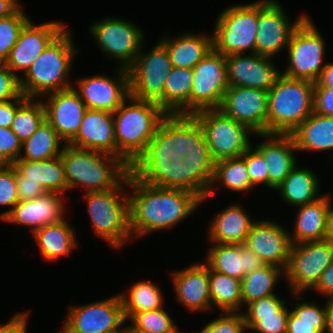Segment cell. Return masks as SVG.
I'll use <instances>...</instances> for the list:
<instances>
[{
  "label": "cell",
  "mask_w": 333,
  "mask_h": 333,
  "mask_svg": "<svg viewBox=\"0 0 333 333\" xmlns=\"http://www.w3.org/2000/svg\"><path fill=\"white\" fill-rule=\"evenodd\" d=\"M20 6L13 14L0 19V63H5L23 27L30 21Z\"/></svg>",
  "instance_id": "46"
},
{
  "label": "cell",
  "mask_w": 333,
  "mask_h": 333,
  "mask_svg": "<svg viewBox=\"0 0 333 333\" xmlns=\"http://www.w3.org/2000/svg\"><path fill=\"white\" fill-rule=\"evenodd\" d=\"M324 333H333V298L326 302V327Z\"/></svg>",
  "instance_id": "61"
},
{
  "label": "cell",
  "mask_w": 333,
  "mask_h": 333,
  "mask_svg": "<svg viewBox=\"0 0 333 333\" xmlns=\"http://www.w3.org/2000/svg\"><path fill=\"white\" fill-rule=\"evenodd\" d=\"M13 165L24 175V180L39 182L47 192L64 195L68 191L61 156L42 161L17 160Z\"/></svg>",
  "instance_id": "34"
},
{
  "label": "cell",
  "mask_w": 333,
  "mask_h": 333,
  "mask_svg": "<svg viewBox=\"0 0 333 333\" xmlns=\"http://www.w3.org/2000/svg\"><path fill=\"white\" fill-rule=\"evenodd\" d=\"M314 86L279 75L268 90L267 134H291L314 112Z\"/></svg>",
  "instance_id": "6"
},
{
  "label": "cell",
  "mask_w": 333,
  "mask_h": 333,
  "mask_svg": "<svg viewBox=\"0 0 333 333\" xmlns=\"http://www.w3.org/2000/svg\"><path fill=\"white\" fill-rule=\"evenodd\" d=\"M187 156H212L204 131L193 115L168 114L138 160L180 163Z\"/></svg>",
  "instance_id": "5"
},
{
  "label": "cell",
  "mask_w": 333,
  "mask_h": 333,
  "mask_svg": "<svg viewBox=\"0 0 333 333\" xmlns=\"http://www.w3.org/2000/svg\"><path fill=\"white\" fill-rule=\"evenodd\" d=\"M29 313H16L7 322L0 325V333H27L28 315Z\"/></svg>",
  "instance_id": "57"
},
{
  "label": "cell",
  "mask_w": 333,
  "mask_h": 333,
  "mask_svg": "<svg viewBox=\"0 0 333 333\" xmlns=\"http://www.w3.org/2000/svg\"><path fill=\"white\" fill-rule=\"evenodd\" d=\"M286 306V300H281L276 294L252 301L246 305L243 315L277 314Z\"/></svg>",
  "instance_id": "53"
},
{
  "label": "cell",
  "mask_w": 333,
  "mask_h": 333,
  "mask_svg": "<svg viewBox=\"0 0 333 333\" xmlns=\"http://www.w3.org/2000/svg\"><path fill=\"white\" fill-rule=\"evenodd\" d=\"M290 135L297 151H332L333 161V117L313 112Z\"/></svg>",
  "instance_id": "32"
},
{
  "label": "cell",
  "mask_w": 333,
  "mask_h": 333,
  "mask_svg": "<svg viewBox=\"0 0 333 333\" xmlns=\"http://www.w3.org/2000/svg\"><path fill=\"white\" fill-rule=\"evenodd\" d=\"M112 114L116 157L131 168L144 154L161 121L168 114L155 102L139 100L131 95Z\"/></svg>",
  "instance_id": "2"
},
{
  "label": "cell",
  "mask_w": 333,
  "mask_h": 333,
  "mask_svg": "<svg viewBox=\"0 0 333 333\" xmlns=\"http://www.w3.org/2000/svg\"><path fill=\"white\" fill-rule=\"evenodd\" d=\"M264 141L255 146L268 167V187L275 190L297 166V151L290 134H258ZM266 139V140H265Z\"/></svg>",
  "instance_id": "26"
},
{
  "label": "cell",
  "mask_w": 333,
  "mask_h": 333,
  "mask_svg": "<svg viewBox=\"0 0 333 333\" xmlns=\"http://www.w3.org/2000/svg\"><path fill=\"white\" fill-rule=\"evenodd\" d=\"M21 95L20 78L5 63H0V102L17 99Z\"/></svg>",
  "instance_id": "52"
},
{
  "label": "cell",
  "mask_w": 333,
  "mask_h": 333,
  "mask_svg": "<svg viewBox=\"0 0 333 333\" xmlns=\"http://www.w3.org/2000/svg\"><path fill=\"white\" fill-rule=\"evenodd\" d=\"M61 159L68 190L82 186L86 192L115 188L131 171L119 157L111 154L64 145Z\"/></svg>",
  "instance_id": "4"
},
{
  "label": "cell",
  "mask_w": 333,
  "mask_h": 333,
  "mask_svg": "<svg viewBox=\"0 0 333 333\" xmlns=\"http://www.w3.org/2000/svg\"><path fill=\"white\" fill-rule=\"evenodd\" d=\"M104 333H128V332H104Z\"/></svg>",
  "instance_id": "63"
},
{
  "label": "cell",
  "mask_w": 333,
  "mask_h": 333,
  "mask_svg": "<svg viewBox=\"0 0 333 333\" xmlns=\"http://www.w3.org/2000/svg\"><path fill=\"white\" fill-rule=\"evenodd\" d=\"M18 202L15 166L0 165V205L10 207L0 214V219L2 220Z\"/></svg>",
  "instance_id": "48"
},
{
  "label": "cell",
  "mask_w": 333,
  "mask_h": 333,
  "mask_svg": "<svg viewBox=\"0 0 333 333\" xmlns=\"http://www.w3.org/2000/svg\"><path fill=\"white\" fill-rule=\"evenodd\" d=\"M209 289L212 306L221 312L242 309L241 280L209 268Z\"/></svg>",
  "instance_id": "39"
},
{
  "label": "cell",
  "mask_w": 333,
  "mask_h": 333,
  "mask_svg": "<svg viewBox=\"0 0 333 333\" xmlns=\"http://www.w3.org/2000/svg\"><path fill=\"white\" fill-rule=\"evenodd\" d=\"M316 177L311 169L297 165L275 190L289 205L303 206L322 197L318 194L320 184Z\"/></svg>",
  "instance_id": "35"
},
{
  "label": "cell",
  "mask_w": 333,
  "mask_h": 333,
  "mask_svg": "<svg viewBox=\"0 0 333 333\" xmlns=\"http://www.w3.org/2000/svg\"><path fill=\"white\" fill-rule=\"evenodd\" d=\"M60 194L47 192L36 199L19 201L2 221L28 226L32 234L46 225L63 221L65 202Z\"/></svg>",
  "instance_id": "23"
},
{
  "label": "cell",
  "mask_w": 333,
  "mask_h": 333,
  "mask_svg": "<svg viewBox=\"0 0 333 333\" xmlns=\"http://www.w3.org/2000/svg\"><path fill=\"white\" fill-rule=\"evenodd\" d=\"M22 152V142L12 129L0 127V165L14 164Z\"/></svg>",
  "instance_id": "50"
},
{
  "label": "cell",
  "mask_w": 333,
  "mask_h": 333,
  "mask_svg": "<svg viewBox=\"0 0 333 333\" xmlns=\"http://www.w3.org/2000/svg\"><path fill=\"white\" fill-rule=\"evenodd\" d=\"M142 48L128 68L130 95L139 100L155 102L162 108L165 81L173 65L168 50L160 41L148 53H144Z\"/></svg>",
  "instance_id": "10"
},
{
  "label": "cell",
  "mask_w": 333,
  "mask_h": 333,
  "mask_svg": "<svg viewBox=\"0 0 333 333\" xmlns=\"http://www.w3.org/2000/svg\"><path fill=\"white\" fill-rule=\"evenodd\" d=\"M45 119L43 99L27 98L17 108L11 129L23 143L36 132Z\"/></svg>",
  "instance_id": "43"
},
{
  "label": "cell",
  "mask_w": 333,
  "mask_h": 333,
  "mask_svg": "<svg viewBox=\"0 0 333 333\" xmlns=\"http://www.w3.org/2000/svg\"><path fill=\"white\" fill-rule=\"evenodd\" d=\"M311 20L307 16L294 30L286 48L288 65L281 73L290 78L316 83L325 67L326 49L323 37Z\"/></svg>",
  "instance_id": "9"
},
{
  "label": "cell",
  "mask_w": 333,
  "mask_h": 333,
  "mask_svg": "<svg viewBox=\"0 0 333 333\" xmlns=\"http://www.w3.org/2000/svg\"><path fill=\"white\" fill-rule=\"evenodd\" d=\"M27 98L22 94L17 99L0 102V127L11 128L17 108Z\"/></svg>",
  "instance_id": "56"
},
{
  "label": "cell",
  "mask_w": 333,
  "mask_h": 333,
  "mask_svg": "<svg viewBox=\"0 0 333 333\" xmlns=\"http://www.w3.org/2000/svg\"><path fill=\"white\" fill-rule=\"evenodd\" d=\"M72 227L65 219L39 228L32 234L44 260L56 261L60 257L68 256L77 247Z\"/></svg>",
  "instance_id": "33"
},
{
  "label": "cell",
  "mask_w": 333,
  "mask_h": 333,
  "mask_svg": "<svg viewBox=\"0 0 333 333\" xmlns=\"http://www.w3.org/2000/svg\"><path fill=\"white\" fill-rule=\"evenodd\" d=\"M131 172L147 184L188 191V169L184 161L173 163L169 160H137L131 167Z\"/></svg>",
  "instance_id": "30"
},
{
  "label": "cell",
  "mask_w": 333,
  "mask_h": 333,
  "mask_svg": "<svg viewBox=\"0 0 333 333\" xmlns=\"http://www.w3.org/2000/svg\"><path fill=\"white\" fill-rule=\"evenodd\" d=\"M116 71L118 73L115 78L95 75L76 81L77 87L73 88L79 93L87 109L114 113L130 96L128 69L118 67Z\"/></svg>",
  "instance_id": "18"
},
{
  "label": "cell",
  "mask_w": 333,
  "mask_h": 333,
  "mask_svg": "<svg viewBox=\"0 0 333 333\" xmlns=\"http://www.w3.org/2000/svg\"><path fill=\"white\" fill-rule=\"evenodd\" d=\"M201 125L208 148L215 161L241 157L251 146L253 134L245 125L225 115L220 109H206L193 114Z\"/></svg>",
  "instance_id": "11"
},
{
  "label": "cell",
  "mask_w": 333,
  "mask_h": 333,
  "mask_svg": "<svg viewBox=\"0 0 333 333\" xmlns=\"http://www.w3.org/2000/svg\"><path fill=\"white\" fill-rule=\"evenodd\" d=\"M301 15L290 24L279 2L276 0L258 1L256 53L273 58L282 49L287 48L294 30L308 16Z\"/></svg>",
  "instance_id": "16"
},
{
  "label": "cell",
  "mask_w": 333,
  "mask_h": 333,
  "mask_svg": "<svg viewBox=\"0 0 333 333\" xmlns=\"http://www.w3.org/2000/svg\"><path fill=\"white\" fill-rule=\"evenodd\" d=\"M62 143L63 146H60ZM64 145L58 133L45 119L36 132L22 143L24 154L18 160L42 161L58 157Z\"/></svg>",
  "instance_id": "37"
},
{
  "label": "cell",
  "mask_w": 333,
  "mask_h": 333,
  "mask_svg": "<svg viewBox=\"0 0 333 333\" xmlns=\"http://www.w3.org/2000/svg\"><path fill=\"white\" fill-rule=\"evenodd\" d=\"M301 294L293 293L295 296L298 295L296 299H300L302 303H297L289 311L287 333H324L326 305L321 308L315 302H307Z\"/></svg>",
  "instance_id": "40"
},
{
  "label": "cell",
  "mask_w": 333,
  "mask_h": 333,
  "mask_svg": "<svg viewBox=\"0 0 333 333\" xmlns=\"http://www.w3.org/2000/svg\"><path fill=\"white\" fill-rule=\"evenodd\" d=\"M268 105V91L229 86L219 109L258 135L267 134Z\"/></svg>",
  "instance_id": "17"
},
{
  "label": "cell",
  "mask_w": 333,
  "mask_h": 333,
  "mask_svg": "<svg viewBox=\"0 0 333 333\" xmlns=\"http://www.w3.org/2000/svg\"><path fill=\"white\" fill-rule=\"evenodd\" d=\"M65 28V24L59 21H49L37 25L30 20L20 32L16 44L5 61V65L20 78L16 71L21 70L23 71L22 74H25L38 55Z\"/></svg>",
  "instance_id": "20"
},
{
  "label": "cell",
  "mask_w": 333,
  "mask_h": 333,
  "mask_svg": "<svg viewBox=\"0 0 333 333\" xmlns=\"http://www.w3.org/2000/svg\"><path fill=\"white\" fill-rule=\"evenodd\" d=\"M172 282L177 300L192 312L212 309L209 289V267L195 262L172 273Z\"/></svg>",
  "instance_id": "24"
},
{
  "label": "cell",
  "mask_w": 333,
  "mask_h": 333,
  "mask_svg": "<svg viewBox=\"0 0 333 333\" xmlns=\"http://www.w3.org/2000/svg\"><path fill=\"white\" fill-rule=\"evenodd\" d=\"M230 86H243L268 91L281 74L273 58L252 54L225 56Z\"/></svg>",
  "instance_id": "21"
},
{
  "label": "cell",
  "mask_w": 333,
  "mask_h": 333,
  "mask_svg": "<svg viewBox=\"0 0 333 333\" xmlns=\"http://www.w3.org/2000/svg\"><path fill=\"white\" fill-rule=\"evenodd\" d=\"M67 29L65 28L38 55L24 74L25 78L20 77L21 91L26 98L40 99L48 93L74 86L68 77L78 50L72 41V34Z\"/></svg>",
  "instance_id": "3"
},
{
  "label": "cell",
  "mask_w": 333,
  "mask_h": 333,
  "mask_svg": "<svg viewBox=\"0 0 333 333\" xmlns=\"http://www.w3.org/2000/svg\"><path fill=\"white\" fill-rule=\"evenodd\" d=\"M127 178L110 190L85 192L94 233L116 249L132 239Z\"/></svg>",
  "instance_id": "7"
},
{
  "label": "cell",
  "mask_w": 333,
  "mask_h": 333,
  "mask_svg": "<svg viewBox=\"0 0 333 333\" xmlns=\"http://www.w3.org/2000/svg\"><path fill=\"white\" fill-rule=\"evenodd\" d=\"M154 309L136 313L128 325V333H171L177 329L170 314L164 310Z\"/></svg>",
  "instance_id": "45"
},
{
  "label": "cell",
  "mask_w": 333,
  "mask_h": 333,
  "mask_svg": "<svg viewBox=\"0 0 333 333\" xmlns=\"http://www.w3.org/2000/svg\"><path fill=\"white\" fill-rule=\"evenodd\" d=\"M325 239L333 243V207L331 206L327 218V230Z\"/></svg>",
  "instance_id": "62"
},
{
  "label": "cell",
  "mask_w": 333,
  "mask_h": 333,
  "mask_svg": "<svg viewBox=\"0 0 333 333\" xmlns=\"http://www.w3.org/2000/svg\"><path fill=\"white\" fill-rule=\"evenodd\" d=\"M314 87L333 88V63H326Z\"/></svg>",
  "instance_id": "59"
},
{
  "label": "cell",
  "mask_w": 333,
  "mask_h": 333,
  "mask_svg": "<svg viewBox=\"0 0 333 333\" xmlns=\"http://www.w3.org/2000/svg\"><path fill=\"white\" fill-rule=\"evenodd\" d=\"M21 4L17 0H0V19L13 14Z\"/></svg>",
  "instance_id": "60"
},
{
  "label": "cell",
  "mask_w": 333,
  "mask_h": 333,
  "mask_svg": "<svg viewBox=\"0 0 333 333\" xmlns=\"http://www.w3.org/2000/svg\"><path fill=\"white\" fill-rule=\"evenodd\" d=\"M205 258L204 263L211 270L240 280L265 265L245 244L213 243Z\"/></svg>",
  "instance_id": "27"
},
{
  "label": "cell",
  "mask_w": 333,
  "mask_h": 333,
  "mask_svg": "<svg viewBox=\"0 0 333 333\" xmlns=\"http://www.w3.org/2000/svg\"><path fill=\"white\" fill-rule=\"evenodd\" d=\"M192 71L190 115L206 109H219L230 86L225 56L213 48Z\"/></svg>",
  "instance_id": "13"
},
{
  "label": "cell",
  "mask_w": 333,
  "mask_h": 333,
  "mask_svg": "<svg viewBox=\"0 0 333 333\" xmlns=\"http://www.w3.org/2000/svg\"><path fill=\"white\" fill-rule=\"evenodd\" d=\"M314 112L333 117V88L314 87Z\"/></svg>",
  "instance_id": "55"
},
{
  "label": "cell",
  "mask_w": 333,
  "mask_h": 333,
  "mask_svg": "<svg viewBox=\"0 0 333 333\" xmlns=\"http://www.w3.org/2000/svg\"><path fill=\"white\" fill-rule=\"evenodd\" d=\"M283 227L272 220H257L244 244L261 258L264 264L274 265L285 271L293 243L289 232Z\"/></svg>",
  "instance_id": "19"
},
{
  "label": "cell",
  "mask_w": 333,
  "mask_h": 333,
  "mask_svg": "<svg viewBox=\"0 0 333 333\" xmlns=\"http://www.w3.org/2000/svg\"><path fill=\"white\" fill-rule=\"evenodd\" d=\"M90 33L108 59H117L125 69L134 63L144 41L143 30L121 18H103L92 24Z\"/></svg>",
  "instance_id": "14"
},
{
  "label": "cell",
  "mask_w": 333,
  "mask_h": 333,
  "mask_svg": "<svg viewBox=\"0 0 333 333\" xmlns=\"http://www.w3.org/2000/svg\"><path fill=\"white\" fill-rule=\"evenodd\" d=\"M128 293H119L126 320H130L136 313L160 309L164 305V295L154 282L138 281L129 288Z\"/></svg>",
  "instance_id": "41"
},
{
  "label": "cell",
  "mask_w": 333,
  "mask_h": 333,
  "mask_svg": "<svg viewBox=\"0 0 333 333\" xmlns=\"http://www.w3.org/2000/svg\"><path fill=\"white\" fill-rule=\"evenodd\" d=\"M280 275H285L282 268L268 264L246 274L241 280L242 304L275 294Z\"/></svg>",
  "instance_id": "42"
},
{
  "label": "cell",
  "mask_w": 333,
  "mask_h": 333,
  "mask_svg": "<svg viewBox=\"0 0 333 333\" xmlns=\"http://www.w3.org/2000/svg\"><path fill=\"white\" fill-rule=\"evenodd\" d=\"M332 261L333 243L326 239L293 244L288 266L284 271L292 293L312 289Z\"/></svg>",
  "instance_id": "12"
},
{
  "label": "cell",
  "mask_w": 333,
  "mask_h": 333,
  "mask_svg": "<svg viewBox=\"0 0 333 333\" xmlns=\"http://www.w3.org/2000/svg\"><path fill=\"white\" fill-rule=\"evenodd\" d=\"M47 95L49 99L43 102L46 120L64 143L68 144L76 136L87 107L73 87L44 96Z\"/></svg>",
  "instance_id": "22"
},
{
  "label": "cell",
  "mask_w": 333,
  "mask_h": 333,
  "mask_svg": "<svg viewBox=\"0 0 333 333\" xmlns=\"http://www.w3.org/2000/svg\"><path fill=\"white\" fill-rule=\"evenodd\" d=\"M245 162L251 184H265L268 188V167L262 155L251 145L241 156Z\"/></svg>",
  "instance_id": "51"
},
{
  "label": "cell",
  "mask_w": 333,
  "mask_h": 333,
  "mask_svg": "<svg viewBox=\"0 0 333 333\" xmlns=\"http://www.w3.org/2000/svg\"><path fill=\"white\" fill-rule=\"evenodd\" d=\"M243 312H223L220 317L207 323L196 333H245Z\"/></svg>",
  "instance_id": "49"
},
{
  "label": "cell",
  "mask_w": 333,
  "mask_h": 333,
  "mask_svg": "<svg viewBox=\"0 0 333 333\" xmlns=\"http://www.w3.org/2000/svg\"><path fill=\"white\" fill-rule=\"evenodd\" d=\"M68 145L116 156L113 114L105 110L87 109L76 136Z\"/></svg>",
  "instance_id": "25"
},
{
  "label": "cell",
  "mask_w": 333,
  "mask_h": 333,
  "mask_svg": "<svg viewBox=\"0 0 333 333\" xmlns=\"http://www.w3.org/2000/svg\"><path fill=\"white\" fill-rule=\"evenodd\" d=\"M17 193L19 201L36 199L47 193L39 182L24 180V175L15 167Z\"/></svg>",
  "instance_id": "54"
},
{
  "label": "cell",
  "mask_w": 333,
  "mask_h": 333,
  "mask_svg": "<svg viewBox=\"0 0 333 333\" xmlns=\"http://www.w3.org/2000/svg\"><path fill=\"white\" fill-rule=\"evenodd\" d=\"M168 50L173 67L192 69L213 49V34L184 33L159 40Z\"/></svg>",
  "instance_id": "31"
},
{
  "label": "cell",
  "mask_w": 333,
  "mask_h": 333,
  "mask_svg": "<svg viewBox=\"0 0 333 333\" xmlns=\"http://www.w3.org/2000/svg\"><path fill=\"white\" fill-rule=\"evenodd\" d=\"M213 29V48L224 56L256 53L258 1L237 4L218 14Z\"/></svg>",
  "instance_id": "8"
},
{
  "label": "cell",
  "mask_w": 333,
  "mask_h": 333,
  "mask_svg": "<svg viewBox=\"0 0 333 333\" xmlns=\"http://www.w3.org/2000/svg\"><path fill=\"white\" fill-rule=\"evenodd\" d=\"M217 182L224 186V188L226 187V189L234 192H248L254 188L250 182L246 162L242 157L227 158L215 162L210 189L206 198L201 200V203L206 201L208 197H211L213 192L215 193L214 189L216 187L214 185Z\"/></svg>",
  "instance_id": "38"
},
{
  "label": "cell",
  "mask_w": 333,
  "mask_h": 333,
  "mask_svg": "<svg viewBox=\"0 0 333 333\" xmlns=\"http://www.w3.org/2000/svg\"><path fill=\"white\" fill-rule=\"evenodd\" d=\"M289 310L285 306L277 314L243 315L246 328L258 333H287Z\"/></svg>",
  "instance_id": "47"
},
{
  "label": "cell",
  "mask_w": 333,
  "mask_h": 333,
  "mask_svg": "<svg viewBox=\"0 0 333 333\" xmlns=\"http://www.w3.org/2000/svg\"><path fill=\"white\" fill-rule=\"evenodd\" d=\"M120 294L90 304L69 307L62 333L128 332ZM123 328V329H122Z\"/></svg>",
  "instance_id": "15"
},
{
  "label": "cell",
  "mask_w": 333,
  "mask_h": 333,
  "mask_svg": "<svg viewBox=\"0 0 333 333\" xmlns=\"http://www.w3.org/2000/svg\"><path fill=\"white\" fill-rule=\"evenodd\" d=\"M171 333H180V332H179V330H178V328H177L175 331H173V332H171Z\"/></svg>",
  "instance_id": "64"
},
{
  "label": "cell",
  "mask_w": 333,
  "mask_h": 333,
  "mask_svg": "<svg viewBox=\"0 0 333 333\" xmlns=\"http://www.w3.org/2000/svg\"><path fill=\"white\" fill-rule=\"evenodd\" d=\"M130 229L132 236L167 230L193 214L201 199L182 189L162 188L139 180L131 171L127 178Z\"/></svg>",
  "instance_id": "1"
},
{
  "label": "cell",
  "mask_w": 333,
  "mask_h": 333,
  "mask_svg": "<svg viewBox=\"0 0 333 333\" xmlns=\"http://www.w3.org/2000/svg\"><path fill=\"white\" fill-rule=\"evenodd\" d=\"M192 86V69L173 67L165 81L162 109L167 114L190 115Z\"/></svg>",
  "instance_id": "36"
},
{
  "label": "cell",
  "mask_w": 333,
  "mask_h": 333,
  "mask_svg": "<svg viewBox=\"0 0 333 333\" xmlns=\"http://www.w3.org/2000/svg\"><path fill=\"white\" fill-rule=\"evenodd\" d=\"M331 202L327 194L314 202L299 206L295 216L294 233H289L293 244L325 239Z\"/></svg>",
  "instance_id": "29"
},
{
  "label": "cell",
  "mask_w": 333,
  "mask_h": 333,
  "mask_svg": "<svg viewBox=\"0 0 333 333\" xmlns=\"http://www.w3.org/2000/svg\"><path fill=\"white\" fill-rule=\"evenodd\" d=\"M183 161L188 169V191L195 193L201 200L206 198L216 161L212 156H187Z\"/></svg>",
  "instance_id": "44"
},
{
  "label": "cell",
  "mask_w": 333,
  "mask_h": 333,
  "mask_svg": "<svg viewBox=\"0 0 333 333\" xmlns=\"http://www.w3.org/2000/svg\"><path fill=\"white\" fill-rule=\"evenodd\" d=\"M255 222L240 204H230L212 219L208 239L212 243L244 244Z\"/></svg>",
  "instance_id": "28"
},
{
  "label": "cell",
  "mask_w": 333,
  "mask_h": 333,
  "mask_svg": "<svg viewBox=\"0 0 333 333\" xmlns=\"http://www.w3.org/2000/svg\"><path fill=\"white\" fill-rule=\"evenodd\" d=\"M312 290H316L319 294L325 295L327 299L333 298V261L322 272L319 281L315 284Z\"/></svg>",
  "instance_id": "58"
}]
</instances>
